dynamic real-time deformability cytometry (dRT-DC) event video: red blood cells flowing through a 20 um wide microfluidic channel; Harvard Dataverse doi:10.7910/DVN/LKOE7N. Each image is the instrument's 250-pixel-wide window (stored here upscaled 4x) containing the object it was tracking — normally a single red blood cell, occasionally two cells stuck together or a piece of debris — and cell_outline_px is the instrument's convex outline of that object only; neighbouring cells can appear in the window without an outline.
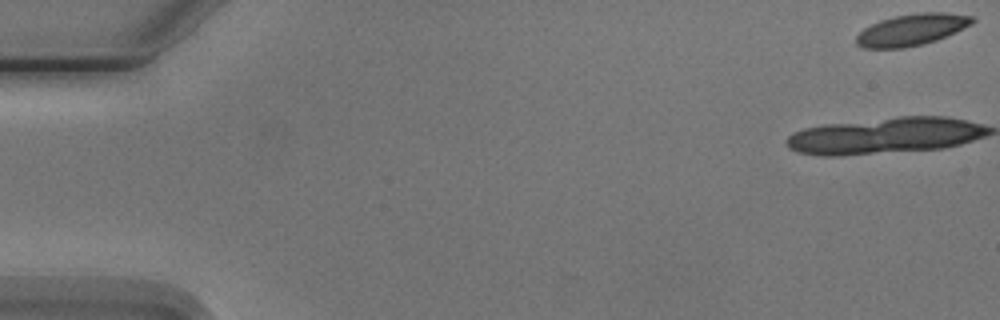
{"species": "Egyptian fruit bat (a non-hibernating species)", "species_latin": "Rousettus aegyptiacus", "temperature_condition": "cold", "stored_images_in_passage": 5, "camera_frame_rate_fps": 3000, "um_per_image_px": 0.085, "animal": {"sex": "male"}, "frame": {"image": 1, "passage_image": 5, "time_ms": 5.667, "image_size_px": [1000, 320], "cell_outline_px": [[976, 20], [972, 24], [956, 32], [936, 40], [904, 48], [864, 48], [856, 44], [856, 36], [864, 28], [880, 20], [896, 16], [920, 12], [944, 12], [972, 16]], "centroid_in_image_um": [77.5, 2.52], "position_along_channel_um": 7.5, "area_um2": 21.21}}